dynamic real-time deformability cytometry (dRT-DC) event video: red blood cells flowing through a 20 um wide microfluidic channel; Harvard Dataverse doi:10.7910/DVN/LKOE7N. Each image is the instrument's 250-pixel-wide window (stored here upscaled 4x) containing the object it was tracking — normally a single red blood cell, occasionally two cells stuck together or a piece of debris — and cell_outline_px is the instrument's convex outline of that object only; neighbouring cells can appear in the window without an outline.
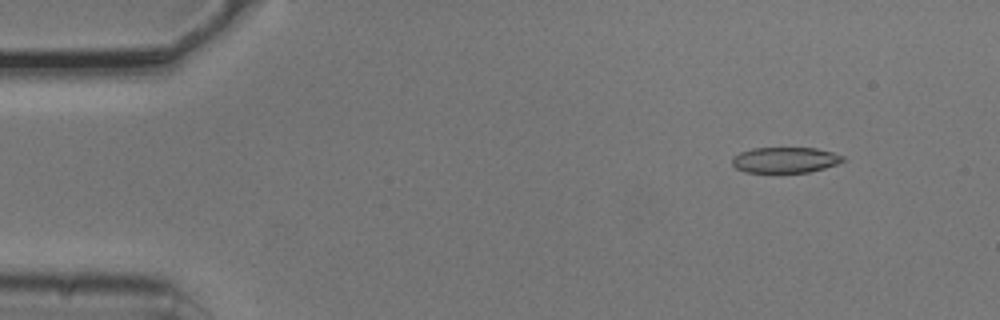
{"species": "common noctule bat (a hibernating species)", "species_latin": "Nyctalus noctula", "temperature_condition": "cold", "stored_images_in_passage": 3, "camera_frame_rate_fps": 3000, "um_per_image_px": 0.085, "animal": {"sex": "male", "body_mass_g": 20.5, "forearm_length_mm": 52.5}, "frame": {"image": 1, "passage_image": 1, "time_ms": 0.0, "image_size_px": [1000, 320], "cell_outline_px": [[844, 160], [836, 164], [824, 168], [808, 172], [748, 172], [736, 168], [732, 164], [732, 156], [740, 152], [752, 148], [816, 148], [832, 152], [844, 156]], "centroid_in_image_um": [66.72, 13.59], "position_along_channel_um": 18.3, "area_um2": 16.47}}
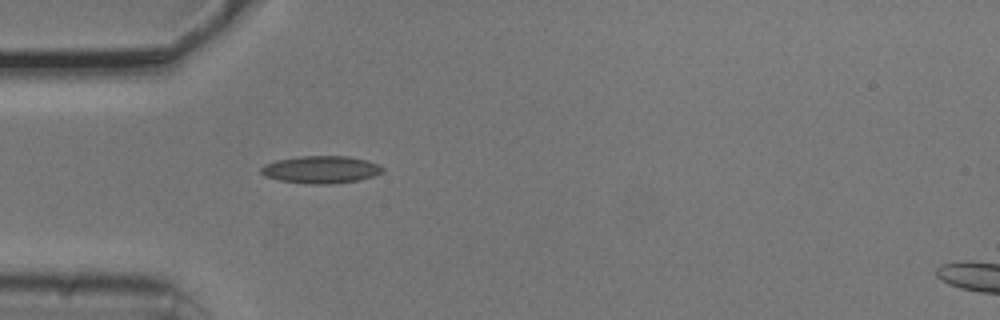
{"frame": {"image": 2, "passage_image": 3, "time_ms": 0.667, "image_size_px": [1000, 320], "cell_outline_px": [[384, 172], [372, 176], [356, 180], [332, 184], [312, 184], [280, 180], [264, 176], [260, 172], [260, 168], [264, 164], [276, 160], [300, 156], [348, 156], [368, 160], [380, 164], [384, 168]], "centroid_in_image_um": [27.29, 14.4], "position_along_channel_um": 57.7, "area_um2": 19.48}}